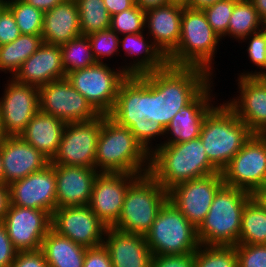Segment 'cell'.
<instances>
[{
  "label": "cell",
  "instance_id": "15",
  "mask_svg": "<svg viewBox=\"0 0 266 267\" xmlns=\"http://www.w3.org/2000/svg\"><path fill=\"white\" fill-rule=\"evenodd\" d=\"M2 223L17 251H36L51 229L52 215L42 209L10 204Z\"/></svg>",
  "mask_w": 266,
  "mask_h": 267
},
{
  "label": "cell",
  "instance_id": "53",
  "mask_svg": "<svg viewBox=\"0 0 266 267\" xmlns=\"http://www.w3.org/2000/svg\"><path fill=\"white\" fill-rule=\"evenodd\" d=\"M217 1L221 0H189L187 8L195 10H203L208 6L215 4Z\"/></svg>",
  "mask_w": 266,
  "mask_h": 267
},
{
  "label": "cell",
  "instance_id": "10",
  "mask_svg": "<svg viewBox=\"0 0 266 267\" xmlns=\"http://www.w3.org/2000/svg\"><path fill=\"white\" fill-rule=\"evenodd\" d=\"M224 185L252 195L266 186V134H253L221 171Z\"/></svg>",
  "mask_w": 266,
  "mask_h": 267
},
{
  "label": "cell",
  "instance_id": "41",
  "mask_svg": "<svg viewBox=\"0 0 266 267\" xmlns=\"http://www.w3.org/2000/svg\"><path fill=\"white\" fill-rule=\"evenodd\" d=\"M88 38L97 62L104 63L105 58L109 57L111 59L115 55L119 56L120 36L111 29L90 34Z\"/></svg>",
  "mask_w": 266,
  "mask_h": 267
},
{
  "label": "cell",
  "instance_id": "43",
  "mask_svg": "<svg viewBox=\"0 0 266 267\" xmlns=\"http://www.w3.org/2000/svg\"><path fill=\"white\" fill-rule=\"evenodd\" d=\"M238 267H266V244H237Z\"/></svg>",
  "mask_w": 266,
  "mask_h": 267
},
{
  "label": "cell",
  "instance_id": "6",
  "mask_svg": "<svg viewBox=\"0 0 266 267\" xmlns=\"http://www.w3.org/2000/svg\"><path fill=\"white\" fill-rule=\"evenodd\" d=\"M220 41L221 38L211 28L203 10L184 7L179 43L167 57L168 64L200 67L215 76L212 65Z\"/></svg>",
  "mask_w": 266,
  "mask_h": 267
},
{
  "label": "cell",
  "instance_id": "44",
  "mask_svg": "<svg viewBox=\"0 0 266 267\" xmlns=\"http://www.w3.org/2000/svg\"><path fill=\"white\" fill-rule=\"evenodd\" d=\"M150 267H195V252L188 254L153 255Z\"/></svg>",
  "mask_w": 266,
  "mask_h": 267
},
{
  "label": "cell",
  "instance_id": "58",
  "mask_svg": "<svg viewBox=\"0 0 266 267\" xmlns=\"http://www.w3.org/2000/svg\"><path fill=\"white\" fill-rule=\"evenodd\" d=\"M6 137L2 128L1 112H0V142Z\"/></svg>",
  "mask_w": 266,
  "mask_h": 267
},
{
  "label": "cell",
  "instance_id": "42",
  "mask_svg": "<svg viewBox=\"0 0 266 267\" xmlns=\"http://www.w3.org/2000/svg\"><path fill=\"white\" fill-rule=\"evenodd\" d=\"M129 129L149 154L155 149L152 141H156L155 138L158 141V138L165 137V128L161 123L154 120L146 119L142 123L133 124Z\"/></svg>",
  "mask_w": 266,
  "mask_h": 267
},
{
  "label": "cell",
  "instance_id": "48",
  "mask_svg": "<svg viewBox=\"0 0 266 267\" xmlns=\"http://www.w3.org/2000/svg\"><path fill=\"white\" fill-rule=\"evenodd\" d=\"M17 252L13 247L5 226L0 222V267H10Z\"/></svg>",
  "mask_w": 266,
  "mask_h": 267
},
{
  "label": "cell",
  "instance_id": "40",
  "mask_svg": "<svg viewBox=\"0 0 266 267\" xmlns=\"http://www.w3.org/2000/svg\"><path fill=\"white\" fill-rule=\"evenodd\" d=\"M237 1L221 0L203 9L211 28L222 40L227 36L229 20Z\"/></svg>",
  "mask_w": 266,
  "mask_h": 267
},
{
  "label": "cell",
  "instance_id": "50",
  "mask_svg": "<svg viewBox=\"0 0 266 267\" xmlns=\"http://www.w3.org/2000/svg\"><path fill=\"white\" fill-rule=\"evenodd\" d=\"M9 205V186L6 184H0V222L3 221Z\"/></svg>",
  "mask_w": 266,
  "mask_h": 267
},
{
  "label": "cell",
  "instance_id": "1",
  "mask_svg": "<svg viewBox=\"0 0 266 267\" xmlns=\"http://www.w3.org/2000/svg\"><path fill=\"white\" fill-rule=\"evenodd\" d=\"M213 77L200 67L170 64L146 73V119L157 121L166 128Z\"/></svg>",
  "mask_w": 266,
  "mask_h": 267
},
{
  "label": "cell",
  "instance_id": "26",
  "mask_svg": "<svg viewBox=\"0 0 266 267\" xmlns=\"http://www.w3.org/2000/svg\"><path fill=\"white\" fill-rule=\"evenodd\" d=\"M103 244L113 267H150L153 255L143 235L107 228Z\"/></svg>",
  "mask_w": 266,
  "mask_h": 267
},
{
  "label": "cell",
  "instance_id": "47",
  "mask_svg": "<svg viewBox=\"0 0 266 267\" xmlns=\"http://www.w3.org/2000/svg\"><path fill=\"white\" fill-rule=\"evenodd\" d=\"M10 267H49L41 250L18 251Z\"/></svg>",
  "mask_w": 266,
  "mask_h": 267
},
{
  "label": "cell",
  "instance_id": "12",
  "mask_svg": "<svg viewBox=\"0 0 266 267\" xmlns=\"http://www.w3.org/2000/svg\"><path fill=\"white\" fill-rule=\"evenodd\" d=\"M102 114L89 121L67 123L59 149L50 162L54 165L95 168Z\"/></svg>",
  "mask_w": 266,
  "mask_h": 267
},
{
  "label": "cell",
  "instance_id": "29",
  "mask_svg": "<svg viewBox=\"0 0 266 267\" xmlns=\"http://www.w3.org/2000/svg\"><path fill=\"white\" fill-rule=\"evenodd\" d=\"M66 124L63 120L39 110L20 136L51 162L58 152Z\"/></svg>",
  "mask_w": 266,
  "mask_h": 267
},
{
  "label": "cell",
  "instance_id": "19",
  "mask_svg": "<svg viewBox=\"0 0 266 267\" xmlns=\"http://www.w3.org/2000/svg\"><path fill=\"white\" fill-rule=\"evenodd\" d=\"M238 96L225 103L254 134H266V79L264 77H237Z\"/></svg>",
  "mask_w": 266,
  "mask_h": 267
},
{
  "label": "cell",
  "instance_id": "14",
  "mask_svg": "<svg viewBox=\"0 0 266 267\" xmlns=\"http://www.w3.org/2000/svg\"><path fill=\"white\" fill-rule=\"evenodd\" d=\"M8 78L0 97L2 128L6 136H20L40 110L39 87Z\"/></svg>",
  "mask_w": 266,
  "mask_h": 267
},
{
  "label": "cell",
  "instance_id": "13",
  "mask_svg": "<svg viewBox=\"0 0 266 267\" xmlns=\"http://www.w3.org/2000/svg\"><path fill=\"white\" fill-rule=\"evenodd\" d=\"M223 185L221 172L213 173L175 185L168 190V200L198 228L209 212L215 194Z\"/></svg>",
  "mask_w": 266,
  "mask_h": 267
},
{
  "label": "cell",
  "instance_id": "27",
  "mask_svg": "<svg viewBox=\"0 0 266 267\" xmlns=\"http://www.w3.org/2000/svg\"><path fill=\"white\" fill-rule=\"evenodd\" d=\"M144 33L120 35L123 37L119 38V54L121 47L125 52L124 56L134 57L133 61L130 62L131 59H129V63L126 62L125 65L120 66L128 75L145 74L159 70L168 64L167 58L155 46L152 39H149V35Z\"/></svg>",
  "mask_w": 266,
  "mask_h": 267
},
{
  "label": "cell",
  "instance_id": "21",
  "mask_svg": "<svg viewBox=\"0 0 266 267\" xmlns=\"http://www.w3.org/2000/svg\"><path fill=\"white\" fill-rule=\"evenodd\" d=\"M4 169V184L23 179L43 170L50 161L21 136H6L0 142Z\"/></svg>",
  "mask_w": 266,
  "mask_h": 267
},
{
  "label": "cell",
  "instance_id": "56",
  "mask_svg": "<svg viewBox=\"0 0 266 267\" xmlns=\"http://www.w3.org/2000/svg\"><path fill=\"white\" fill-rule=\"evenodd\" d=\"M169 4L187 7L189 0H168Z\"/></svg>",
  "mask_w": 266,
  "mask_h": 267
},
{
  "label": "cell",
  "instance_id": "5",
  "mask_svg": "<svg viewBox=\"0 0 266 267\" xmlns=\"http://www.w3.org/2000/svg\"><path fill=\"white\" fill-rule=\"evenodd\" d=\"M252 197L244 190L223 185L215 194L204 221L197 228L200 245H237L242 212Z\"/></svg>",
  "mask_w": 266,
  "mask_h": 267
},
{
  "label": "cell",
  "instance_id": "32",
  "mask_svg": "<svg viewBox=\"0 0 266 267\" xmlns=\"http://www.w3.org/2000/svg\"><path fill=\"white\" fill-rule=\"evenodd\" d=\"M238 244H266V210L254 196L243 209Z\"/></svg>",
  "mask_w": 266,
  "mask_h": 267
},
{
  "label": "cell",
  "instance_id": "54",
  "mask_svg": "<svg viewBox=\"0 0 266 267\" xmlns=\"http://www.w3.org/2000/svg\"><path fill=\"white\" fill-rule=\"evenodd\" d=\"M256 8L259 17L266 25V0H250Z\"/></svg>",
  "mask_w": 266,
  "mask_h": 267
},
{
  "label": "cell",
  "instance_id": "8",
  "mask_svg": "<svg viewBox=\"0 0 266 267\" xmlns=\"http://www.w3.org/2000/svg\"><path fill=\"white\" fill-rule=\"evenodd\" d=\"M152 255L188 254L200 246L197 228L169 200L145 235Z\"/></svg>",
  "mask_w": 266,
  "mask_h": 267
},
{
  "label": "cell",
  "instance_id": "33",
  "mask_svg": "<svg viewBox=\"0 0 266 267\" xmlns=\"http://www.w3.org/2000/svg\"><path fill=\"white\" fill-rule=\"evenodd\" d=\"M266 27L250 0H238L235 3L229 27L228 38L231 37L240 42L243 38L256 33Z\"/></svg>",
  "mask_w": 266,
  "mask_h": 267
},
{
  "label": "cell",
  "instance_id": "20",
  "mask_svg": "<svg viewBox=\"0 0 266 267\" xmlns=\"http://www.w3.org/2000/svg\"><path fill=\"white\" fill-rule=\"evenodd\" d=\"M213 81L214 79L172 118L165 128L164 140L158 144L156 141L155 148L160 145H171L199 138L204 118L216 105L214 88L211 89L214 86Z\"/></svg>",
  "mask_w": 266,
  "mask_h": 267
},
{
  "label": "cell",
  "instance_id": "28",
  "mask_svg": "<svg viewBox=\"0 0 266 267\" xmlns=\"http://www.w3.org/2000/svg\"><path fill=\"white\" fill-rule=\"evenodd\" d=\"M80 35V16L75 0H65L44 12L43 42L62 45Z\"/></svg>",
  "mask_w": 266,
  "mask_h": 267
},
{
  "label": "cell",
  "instance_id": "30",
  "mask_svg": "<svg viewBox=\"0 0 266 267\" xmlns=\"http://www.w3.org/2000/svg\"><path fill=\"white\" fill-rule=\"evenodd\" d=\"M49 267H83L86 247L74 243L52 228L42 241L40 249Z\"/></svg>",
  "mask_w": 266,
  "mask_h": 267
},
{
  "label": "cell",
  "instance_id": "24",
  "mask_svg": "<svg viewBox=\"0 0 266 267\" xmlns=\"http://www.w3.org/2000/svg\"><path fill=\"white\" fill-rule=\"evenodd\" d=\"M183 8L167 4L145 12V31L166 58L178 46Z\"/></svg>",
  "mask_w": 266,
  "mask_h": 267
},
{
  "label": "cell",
  "instance_id": "18",
  "mask_svg": "<svg viewBox=\"0 0 266 267\" xmlns=\"http://www.w3.org/2000/svg\"><path fill=\"white\" fill-rule=\"evenodd\" d=\"M8 186L11 205L42 209L51 215L57 208L54 164L50 163L43 170L31 173Z\"/></svg>",
  "mask_w": 266,
  "mask_h": 267
},
{
  "label": "cell",
  "instance_id": "51",
  "mask_svg": "<svg viewBox=\"0 0 266 267\" xmlns=\"http://www.w3.org/2000/svg\"><path fill=\"white\" fill-rule=\"evenodd\" d=\"M26 3L34 6L43 12L51 10L54 6L64 2L65 0H24Z\"/></svg>",
  "mask_w": 266,
  "mask_h": 267
},
{
  "label": "cell",
  "instance_id": "17",
  "mask_svg": "<svg viewBox=\"0 0 266 267\" xmlns=\"http://www.w3.org/2000/svg\"><path fill=\"white\" fill-rule=\"evenodd\" d=\"M139 176L130 173H99L96 177L88 206L107 228L117 223L128 187Z\"/></svg>",
  "mask_w": 266,
  "mask_h": 267
},
{
  "label": "cell",
  "instance_id": "61",
  "mask_svg": "<svg viewBox=\"0 0 266 267\" xmlns=\"http://www.w3.org/2000/svg\"><path fill=\"white\" fill-rule=\"evenodd\" d=\"M265 75H266V54H265Z\"/></svg>",
  "mask_w": 266,
  "mask_h": 267
},
{
  "label": "cell",
  "instance_id": "9",
  "mask_svg": "<svg viewBox=\"0 0 266 267\" xmlns=\"http://www.w3.org/2000/svg\"><path fill=\"white\" fill-rule=\"evenodd\" d=\"M128 76L121 67L111 68L105 61L70 72L66 78L99 114L108 115L115 105L121 83Z\"/></svg>",
  "mask_w": 266,
  "mask_h": 267
},
{
  "label": "cell",
  "instance_id": "4",
  "mask_svg": "<svg viewBox=\"0 0 266 267\" xmlns=\"http://www.w3.org/2000/svg\"><path fill=\"white\" fill-rule=\"evenodd\" d=\"M216 104L204 118L199 137L209 161L221 172L254 133L225 102Z\"/></svg>",
  "mask_w": 266,
  "mask_h": 267
},
{
  "label": "cell",
  "instance_id": "2",
  "mask_svg": "<svg viewBox=\"0 0 266 267\" xmlns=\"http://www.w3.org/2000/svg\"><path fill=\"white\" fill-rule=\"evenodd\" d=\"M220 171L209 161L199 138L160 145L150 154L149 174L167 191L175 185Z\"/></svg>",
  "mask_w": 266,
  "mask_h": 267
},
{
  "label": "cell",
  "instance_id": "3",
  "mask_svg": "<svg viewBox=\"0 0 266 267\" xmlns=\"http://www.w3.org/2000/svg\"><path fill=\"white\" fill-rule=\"evenodd\" d=\"M95 169L99 173L147 174L150 170V154L129 128L102 114Z\"/></svg>",
  "mask_w": 266,
  "mask_h": 267
},
{
  "label": "cell",
  "instance_id": "39",
  "mask_svg": "<svg viewBox=\"0 0 266 267\" xmlns=\"http://www.w3.org/2000/svg\"><path fill=\"white\" fill-rule=\"evenodd\" d=\"M110 29L118 35L142 33L145 31V12L135 4L132 8L111 16Z\"/></svg>",
  "mask_w": 266,
  "mask_h": 267
},
{
  "label": "cell",
  "instance_id": "52",
  "mask_svg": "<svg viewBox=\"0 0 266 267\" xmlns=\"http://www.w3.org/2000/svg\"><path fill=\"white\" fill-rule=\"evenodd\" d=\"M135 3L144 12L169 4L168 0H135Z\"/></svg>",
  "mask_w": 266,
  "mask_h": 267
},
{
  "label": "cell",
  "instance_id": "49",
  "mask_svg": "<svg viewBox=\"0 0 266 267\" xmlns=\"http://www.w3.org/2000/svg\"><path fill=\"white\" fill-rule=\"evenodd\" d=\"M107 12L113 16L124 10L132 8L136 3L135 0H103Z\"/></svg>",
  "mask_w": 266,
  "mask_h": 267
},
{
  "label": "cell",
  "instance_id": "11",
  "mask_svg": "<svg viewBox=\"0 0 266 267\" xmlns=\"http://www.w3.org/2000/svg\"><path fill=\"white\" fill-rule=\"evenodd\" d=\"M40 111L75 123L95 119L100 114L65 77L39 87Z\"/></svg>",
  "mask_w": 266,
  "mask_h": 267
},
{
  "label": "cell",
  "instance_id": "31",
  "mask_svg": "<svg viewBox=\"0 0 266 267\" xmlns=\"http://www.w3.org/2000/svg\"><path fill=\"white\" fill-rule=\"evenodd\" d=\"M42 43L41 35L21 34L15 41L0 46V72H9L12 78Z\"/></svg>",
  "mask_w": 266,
  "mask_h": 267
},
{
  "label": "cell",
  "instance_id": "55",
  "mask_svg": "<svg viewBox=\"0 0 266 267\" xmlns=\"http://www.w3.org/2000/svg\"><path fill=\"white\" fill-rule=\"evenodd\" d=\"M253 196L261 203V205L266 210V188L257 191Z\"/></svg>",
  "mask_w": 266,
  "mask_h": 267
},
{
  "label": "cell",
  "instance_id": "7",
  "mask_svg": "<svg viewBox=\"0 0 266 267\" xmlns=\"http://www.w3.org/2000/svg\"><path fill=\"white\" fill-rule=\"evenodd\" d=\"M167 200L168 191L161 184L149 173L140 175L128 187L121 215L112 228L145 236Z\"/></svg>",
  "mask_w": 266,
  "mask_h": 267
},
{
  "label": "cell",
  "instance_id": "35",
  "mask_svg": "<svg viewBox=\"0 0 266 267\" xmlns=\"http://www.w3.org/2000/svg\"><path fill=\"white\" fill-rule=\"evenodd\" d=\"M80 16L81 35L110 29L111 15L107 12L103 0H75Z\"/></svg>",
  "mask_w": 266,
  "mask_h": 267
},
{
  "label": "cell",
  "instance_id": "57",
  "mask_svg": "<svg viewBox=\"0 0 266 267\" xmlns=\"http://www.w3.org/2000/svg\"><path fill=\"white\" fill-rule=\"evenodd\" d=\"M0 184H4V169H3V161L1 156V149H0Z\"/></svg>",
  "mask_w": 266,
  "mask_h": 267
},
{
  "label": "cell",
  "instance_id": "22",
  "mask_svg": "<svg viewBox=\"0 0 266 267\" xmlns=\"http://www.w3.org/2000/svg\"><path fill=\"white\" fill-rule=\"evenodd\" d=\"M65 77L60 45L43 42L12 78L18 83L40 87Z\"/></svg>",
  "mask_w": 266,
  "mask_h": 267
},
{
  "label": "cell",
  "instance_id": "34",
  "mask_svg": "<svg viewBox=\"0 0 266 267\" xmlns=\"http://www.w3.org/2000/svg\"><path fill=\"white\" fill-rule=\"evenodd\" d=\"M60 48L66 75L98 63L94 57L88 36L80 35L60 45Z\"/></svg>",
  "mask_w": 266,
  "mask_h": 267
},
{
  "label": "cell",
  "instance_id": "38",
  "mask_svg": "<svg viewBox=\"0 0 266 267\" xmlns=\"http://www.w3.org/2000/svg\"><path fill=\"white\" fill-rule=\"evenodd\" d=\"M248 40V41H247ZM247 42V53L248 60L254 64L260 70L257 71H243L238 74L239 77L243 76H256V77H264L265 76V54H266V27L262 30L253 33L240 41Z\"/></svg>",
  "mask_w": 266,
  "mask_h": 267
},
{
  "label": "cell",
  "instance_id": "37",
  "mask_svg": "<svg viewBox=\"0 0 266 267\" xmlns=\"http://www.w3.org/2000/svg\"><path fill=\"white\" fill-rule=\"evenodd\" d=\"M12 12L21 34L42 35L44 12L26 3L17 0L7 4Z\"/></svg>",
  "mask_w": 266,
  "mask_h": 267
},
{
  "label": "cell",
  "instance_id": "60",
  "mask_svg": "<svg viewBox=\"0 0 266 267\" xmlns=\"http://www.w3.org/2000/svg\"><path fill=\"white\" fill-rule=\"evenodd\" d=\"M7 7L6 4L0 2V13Z\"/></svg>",
  "mask_w": 266,
  "mask_h": 267
},
{
  "label": "cell",
  "instance_id": "25",
  "mask_svg": "<svg viewBox=\"0 0 266 267\" xmlns=\"http://www.w3.org/2000/svg\"><path fill=\"white\" fill-rule=\"evenodd\" d=\"M108 116L127 128L146 120V73L129 75L121 83L115 105Z\"/></svg>",
  "mask_w": 266,
  "mask_h": 267
},
{
  "label": "cell",
  "instance_id": "36",
  "mask_svg": "<svg viewBox=\"0 0 266 267\" xmlns=\"http://www.w3.org/2000/svg\"><path fill=\"white\" fill-rule=\"evenodd\" d=\"M195 267H238L236 247L200 245L195 251Z\"/></svg>",
  "mask_w": 266,
  "mask_h": 267
},
{
  "label": "cell",
  "instance_id": "45",
  "mask_svg": "<svg viewBox=\"0 0 266 267\" xmlns=\"http://www.w3.org/2000/svg\"><path fill=\"white\" fill-rule=\"evenodd\" d=\"M21 35L12 12L6 7L0 13V46L15 41Z\"/></svg>",
  "mask_w": 266,
  "mask_h": 267
},
{
  "label": "cell",
  "instance_id": "46",
  "mask_svg": "<svg viewBox=\"0 0 266 267\" xmlns=\"http://www.w3.org/2000/svg\"><path fill=\"white\" fill-rule=\"evenodd\" d=\"M83 267H113L109 252L104 244L86 248Z\"/></svg>",
  "mask_w": 266,
  "mask_h": 267
},
{
  "label": "cell",
  "instance_id": "16",
  "mask_svg": "<svg viewBox=\"0 0 266 267\" xmlns=\"http://www.w3.org/2000/svg\"><path fill=\"white\" fill-rule=\"evenodd\" d=\"M51 228L86 248L102 245L107 230L88 205L56 208Z\"/></svg>",
  "mask_w": 266,
  "mask_h": 267
},
{
  "label": "cell",
  "instance_id": "23",
  "mask_svg": "<svg viewBox=\"0 0 266 267\" xmlns=\"http://www.w3.org/2000/svg\"><path fill=\"white\" fill-rule=\"evenodd\" d=\"M98 174L95 168L55 165L57 208L88 205Z\"/></svg>",
  "mask_w": 266,
  "mask_h": 267
},
{
  "label": "cell",
  "instance_id": "59",
  "mask_svg": "<svg viewBox=\"0 0 266 267\" xmlns=\"http://www.w3.org/2000/svg\"><path fill=\"white\" fill-rule=\"evenodd\" d=\"M13 1H17V0H0L1 3L6 4V5Z\"/></svg>",
  "mask_w": 266,
  "mask_h": 267
}]
</instances>
